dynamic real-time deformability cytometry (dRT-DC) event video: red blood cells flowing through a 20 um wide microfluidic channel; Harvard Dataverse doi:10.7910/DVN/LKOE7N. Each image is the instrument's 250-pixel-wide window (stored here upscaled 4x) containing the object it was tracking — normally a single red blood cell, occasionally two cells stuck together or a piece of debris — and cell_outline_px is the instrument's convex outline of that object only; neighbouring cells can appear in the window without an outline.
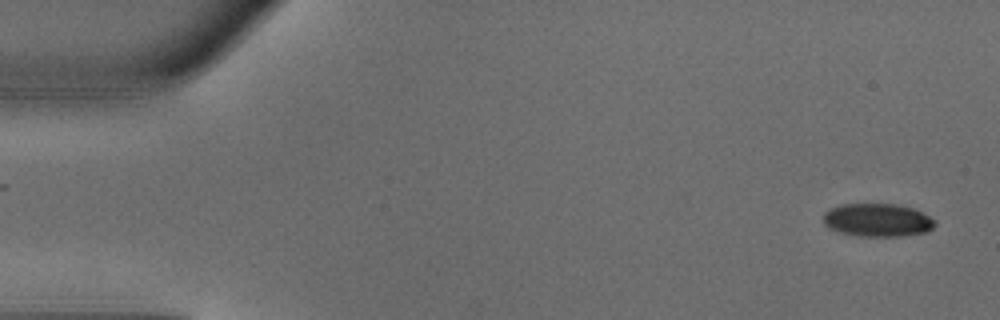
{"species": "common noctule bat (a hibernating species)", "species_latin": "Nyctalus noctula", "temperature_condition": "warm", "stored_images_in_passage": 47, "camera_frame_rate_fps": 3000, "um_per_image_px": 0.085, "animal": {"sex": "male", "body_mass_g": 18.8}, "frame": {"image": 1, "passage_image": 1, "time_ms": 0.0, "image_size_px": [1000, 320], "cell_outline_px": [[936, 224], [928, 232], [900, 236], [856, 236], [840, 232], [828, 228], [824, 224], [824, 212], [828, 208], [840, 204], [896, 204], [912, 208], [936, 220]], "centroid_in_image_um": [74.56, 18.71], "position_along_channel_um": 10.4, "area_um2": 21.68}}
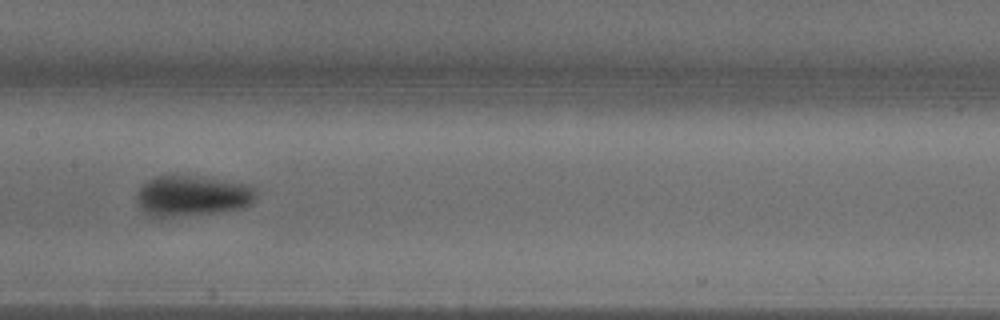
{"frame": {"image": 2, "passage_image": 23, "time_ms": 7.333, "image_size_px": [1000, 320], "cell_outline_px": [[256, 200], [252, 204], [244, 208], [212, 212], [172, 216], [152, 216], [136, 200], [136, 196], [140, 188], [148, 180], [156, 176], [188, 176], [252, 184], [256, 188]], "centroid_in_image_um": [16.43, 16.63], "position_along_channel_um": 191.0, "area_um2": 27.63}}
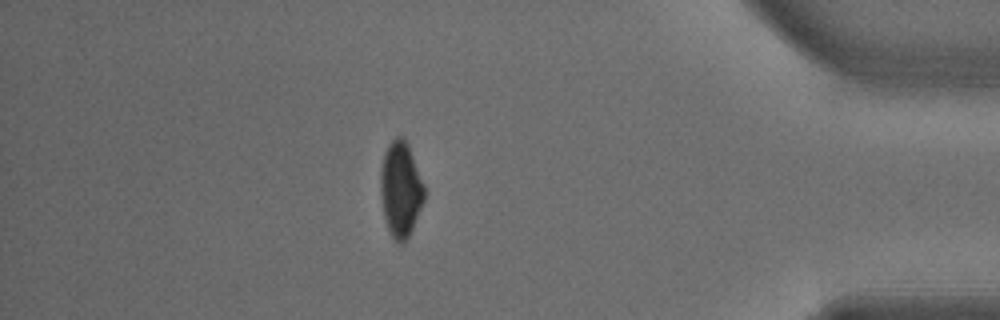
{"frame": {"image": 3, "passage_image": 41, "time_ms": 13.333, "image_size_px": [1000, 320], "cell_outline_px": [[424, 200], [412, 228], [408, 236], [400, 244], [388, 232], [384, 216], [380, 196], [380, 172], [384, 152], [388, 144], [396, 136], [404, 136], [408, 144], [424, 184]], "centroid_in_image_um": [34.03, 16.05], "position_along_channel_um": 401.2, "area_um2": 24.28}, "authors_computed_cell_mechanics": {"area_um2": 25.2008, "velocity_mm_per_s": 4.1703, "shape_relaxation_time_tau1_ms": 3.3451, "shape_relaxation_time_tau2_ms": null, "deformation_change_tau1": 0.1512, "deformation_change_tau2": null}}